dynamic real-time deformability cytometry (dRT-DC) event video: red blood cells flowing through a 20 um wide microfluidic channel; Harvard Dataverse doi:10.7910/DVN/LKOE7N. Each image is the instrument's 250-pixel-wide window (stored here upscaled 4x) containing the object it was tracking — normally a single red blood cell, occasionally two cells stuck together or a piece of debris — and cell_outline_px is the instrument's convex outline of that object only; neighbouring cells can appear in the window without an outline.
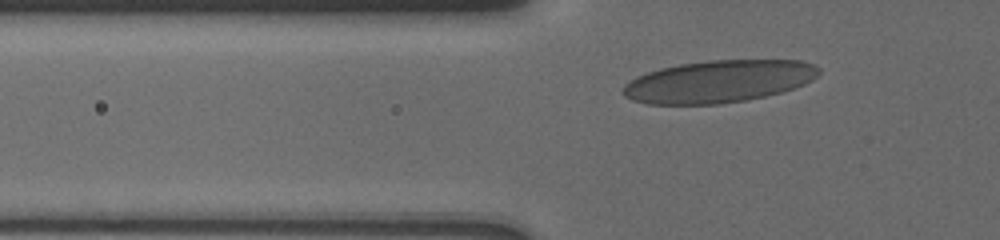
{"species": "human", "species_latin": "Homo sapiens", "temperature_condition": "cold", "stored_images_in_passage": 36, "camera_frame_rate_fps": 3000, "um_per_image_px": 0.085, "donor": {"sex": "male"}, "frame": {"image": 1, "passage_image": 8, "time_ms": 2.333, "image_size_px": [1000, 240], "cell_outline_px": [[820, 72], [812, 80], [804, 84], [780, 92], [764, 96], [744, 100], [720, 104], [648, 104], [632, 100], [624, 96], [620, 92], [624, 84], [648, 72], [660, 68], [680, 64], [708, 60], [800, 60], [812, 64], [820, 68]], "centroid_in_image_um": [61.07, 6.92], "position_along_channel_um": 64.7, "area_um2": 48.09}}
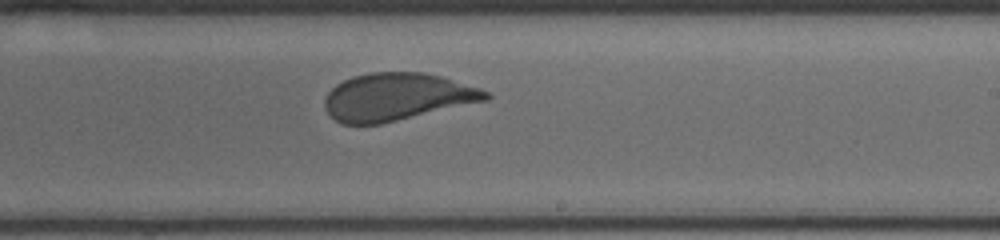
{"frame": {"image": 2, "passage_image": 23, "time_ms": 7.667, "image_size_px": [1000, 240], "cell_outline_px": [[492, 96], [488, 100], [380, 124], [344, 124], [336, 120], [324, 108], [324, 100], [328, 92], [336, 84], [352, 76], [368, 72], [424, 72], [440, 76], [480, 88], [488, 92]], "centroid_in_image_um": [33.73, 8.22], "position_along_channel_um": 255.3, "area_um2": 44.45}}
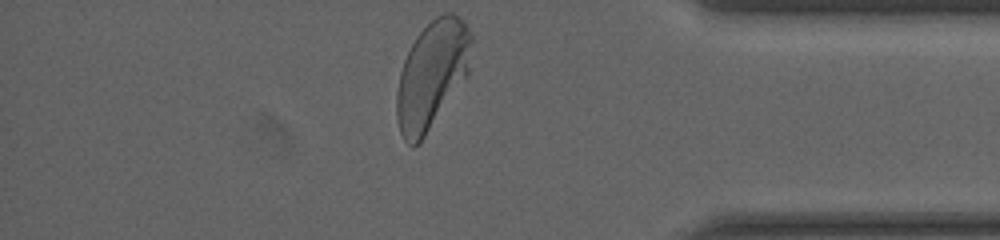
{"frame": {"image": 3, "passage_image": 36, "time_ms": 12.0, "image_size_px": [1000, 240], "cell_outline_px": [[472, 40], [468, 72], [420, 144], [412, 148], [404, 140], [400, 132], [396, 116], [396, 92], [400, 72], [404, 60], [416, 36], [436, 16], [444, 12], [452, 12], [464, 20], [472, 36]], "centroid_in_image_um": [36.69, 6.36], "position_along_channel_um": 398.5, "area_um2": 46.64}, "authors_computed_cell_mechanics": {"area_um2": 45.5753, "velocity_mm_per_s": 3.7182, "shape_relaxation_time_tau1_ms": 4.2637, "shape_relaxation_time_tau2_ms": null, "deformation_change_tau1": 0.1283, "deformation_change_tau2": null}}